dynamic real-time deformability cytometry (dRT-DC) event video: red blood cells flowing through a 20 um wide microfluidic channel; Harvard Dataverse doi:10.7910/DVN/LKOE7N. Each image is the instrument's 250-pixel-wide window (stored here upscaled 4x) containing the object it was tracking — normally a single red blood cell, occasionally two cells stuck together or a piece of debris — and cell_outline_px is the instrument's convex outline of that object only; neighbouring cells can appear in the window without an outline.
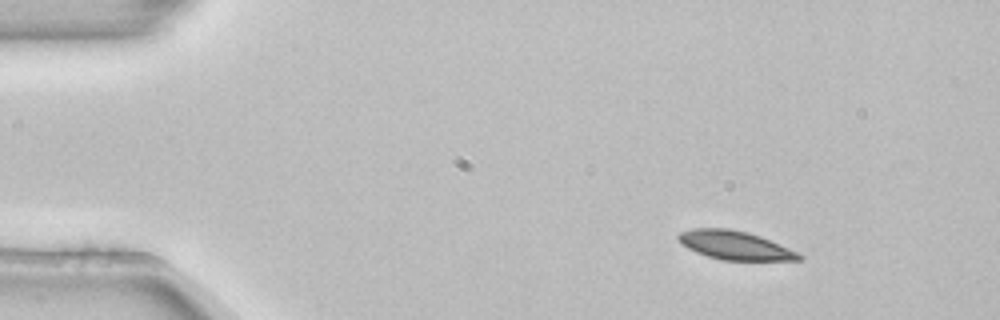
{"species": "common noctule bat (a hibernating species)", "species_latin": "Nyctalus noctula", "temperature_condition": "room temperature", "stored_images_in_passage": 3, "camera_frame_rate_fps": 3000, "um_per_image_px": 0.085, "animal": {"sex": "female", "body_mass_g": 22.7, "forearm_length_mm": 54.2}, "frame": {"image": 1, "passage_image": 1, "time_ms": 0.0, "image_size_px": [1000, 320], "cell_outline_px": [[804, 260], [720, 260], [696, 252], [688, 248], [676, 236], [680, 232], [692, 228], [728, 228], [748, 232], [760, 236], [800, 252], [804, 256]], "centroid_in_image_um": [62.52, 20.85], "position_along_channel_um": 22.5, "area_um2": 20.23}}